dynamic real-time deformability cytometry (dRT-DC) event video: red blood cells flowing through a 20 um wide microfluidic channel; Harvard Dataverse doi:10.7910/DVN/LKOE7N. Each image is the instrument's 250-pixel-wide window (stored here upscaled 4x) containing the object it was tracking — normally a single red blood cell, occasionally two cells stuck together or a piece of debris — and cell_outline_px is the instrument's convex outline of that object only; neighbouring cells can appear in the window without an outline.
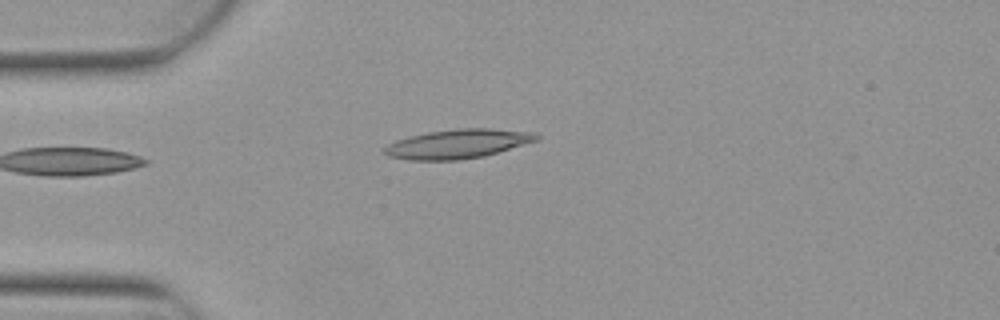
{"species": "Egyptian fruit bat (a non-hibernating species)", "species_latin": "Rousettus aegyptiacus", "temperature_condition": "warm", "stored_images_in_passage": 4, "camera_frame_rate_fps": 3000, "um_per_image_px": 0.085, "animal": {"sex": "female"}, "frame": {"image": 1, "passage_image": 4, "time_ms": 1.0, "image_size_px": [1000, 320], "cell_outline_px": [[540, 140], [484, 156], [456, 160], [408, 160], [388, 156], [384, 152], [384, 148], [388, 144], [396, 140], [428, 132], [456, 128], [488, 128], [536, 132], [540, 136]], "centroid_in_image_um": [38.96, 12.22], "position_along_channel_um": 46.0, "area_um2": 25.89}}